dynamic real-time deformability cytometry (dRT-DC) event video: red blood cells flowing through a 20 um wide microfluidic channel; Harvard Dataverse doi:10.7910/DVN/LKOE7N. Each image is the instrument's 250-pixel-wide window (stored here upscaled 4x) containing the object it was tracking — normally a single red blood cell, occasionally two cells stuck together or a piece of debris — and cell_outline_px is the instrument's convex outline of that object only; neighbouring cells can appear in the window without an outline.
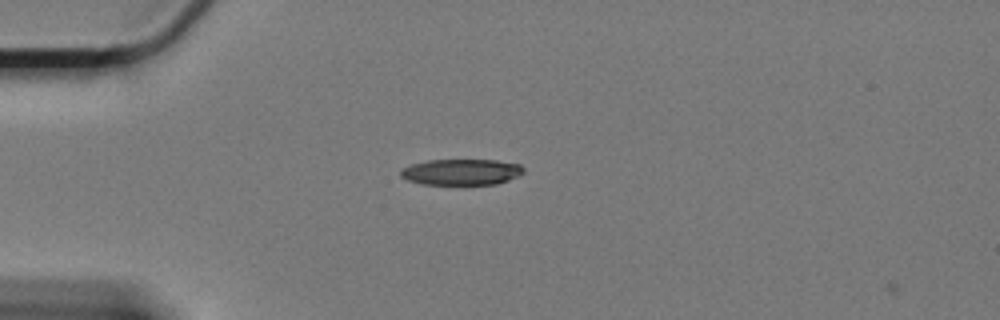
{"species": "Egyptian fruit bat (a non-hibernating species)", "species_latin": "Rousettus aegyptiacus", "temperature_condition": "cold", "stored_images_in_passage": 3, "camera_frame_rate_fps": 3000, "um_per_image_px": 0.085, "animal": {"sex": "female"}, "frame": {"image": 1, "passage_image": 2, "time_ms": 0.333, "image_size_px": [1000, 320], "cell_outline_px": [[524, 172], [520, 176], [496, 184], [420, 184], [408, 180], [400, 176], [400, 168], [412, 164], [428, 160], [496, 160], [520, 164], [524, 168]], "centroid_in_image_um": [39.22, 14.62], "position_along_channel_um": 45.8, "area_um2": 18.73}}